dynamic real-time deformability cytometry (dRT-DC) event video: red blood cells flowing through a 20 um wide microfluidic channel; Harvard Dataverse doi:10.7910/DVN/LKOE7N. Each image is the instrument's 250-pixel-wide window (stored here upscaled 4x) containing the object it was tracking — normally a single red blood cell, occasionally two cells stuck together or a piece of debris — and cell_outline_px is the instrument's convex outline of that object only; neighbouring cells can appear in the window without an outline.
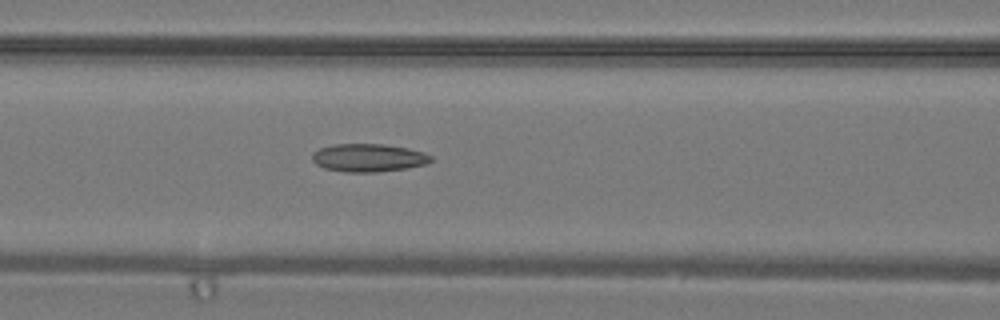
{"species": "common noctule bat (a hibernating species)", "species_latin": "Nyctalus noctula", "temperature_condition": "warm", "stored_images_in_passage": 28, "camera_frame_rate_fps": 3000, "um_per_image_px": 0.085, "animal": {"sex": "male", "body_mass_g": 19.2, "forearm_length_mm": 51.8}, "frame": {"image": 1, "passage_image": 11, "time_ms": 3.333, "image_size_px": [1000, 320], "cell_outline_px": [[432, 160], [428, 164], [408, 168], [376, 172], [344, 172], [324, 168], [316, 164], [312, 160], [312, 152], [320, 148], [336, 144], [384, 144], [408, 148], [424, 152], [432, 156]], "centroid_in_image_um": [31.34, 13.41], "position_along_channel_um": 135.3, "area_um2": 19.54}}
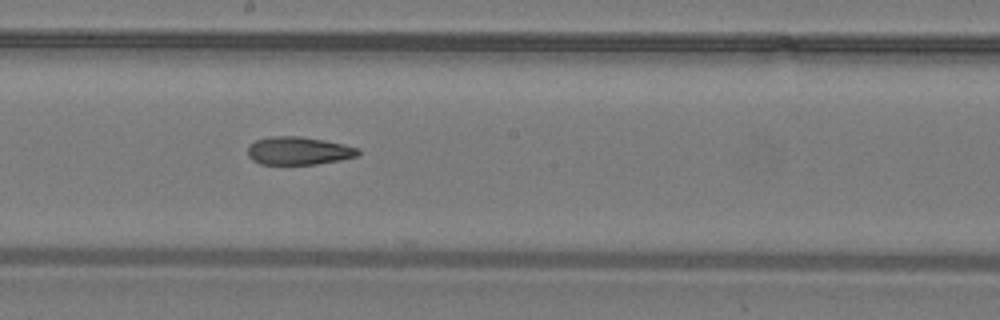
{"frame": {"image": 2, "passage_image": 16, "time_ms": 5.0, "image_size_px": [1000, 320], "cell_outline_px": [[360, 156], [340, 160], [316, 164], [260, 164], [252, 160], [248, 156], [248, 144], [256, 140], [268, 136], [300, 136], [324, 140], [344, 144], [360, 148]], "centroid_in_image_um": [25.39, 12.81], "position_along_channel_um": 222.8, "area_um2": 18.26}}
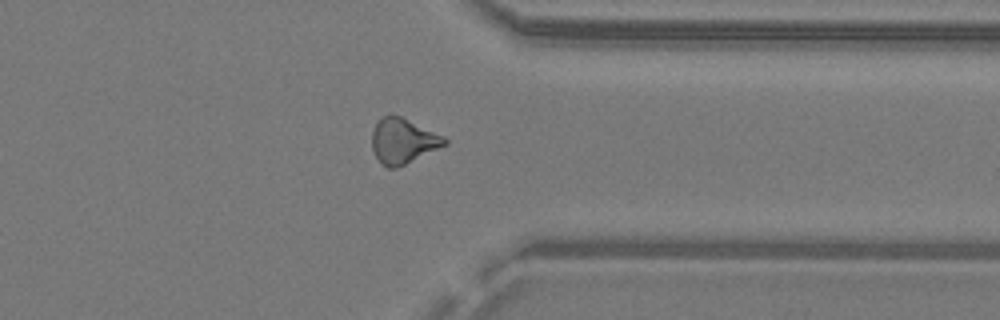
{"frame": {"image": 3, "passage_image": 25, "time_ms": 8.0, "image_size_px": [1000, 320], "cell_outline_px": [[448, 144], [396, 168], [388, 168], [380, 164], [372, 148], [372, 132], [376, 124], [384, 116], [400, 116], [444, 136], [448, 140]], "centroid_in_image_um": [34.26, 12.01], "position_along_channel_um": 377.1, "area_um2": 18.84}}